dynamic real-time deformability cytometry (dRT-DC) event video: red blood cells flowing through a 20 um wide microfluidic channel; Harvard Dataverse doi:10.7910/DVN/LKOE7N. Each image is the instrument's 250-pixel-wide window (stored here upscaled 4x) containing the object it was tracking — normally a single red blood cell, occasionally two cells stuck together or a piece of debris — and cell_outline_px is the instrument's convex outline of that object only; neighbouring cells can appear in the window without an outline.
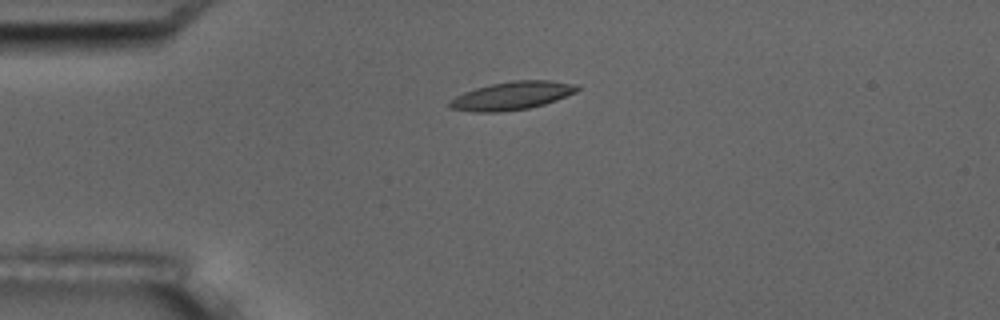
{"species": "common noctule bat (a hibernating species)", "species_latin": "Nyctalus noctula", "temperature_condition": "room temperature", "stored_images_in_passage": 3, "camera_frame_rate_fps": 3000, "um_per_image_px": 0.085, "animal": {"sex": "male", "body_mass_g": 17.5, "forearm_length_mm": 52.3}, "frame": {"image": 1, "passage_image": 1, "time_ms": 0.0, "image_size_px": [1000, 320], "cell_outline_px": [[580, 88], [576, 92], [556, 100], [544, 104], [528, 108], [500, 112], [472, 112], [448, 108], [448, 100], [464, 92], [476, 88], [492, 84], [512, 80], [552, 80], [576, 84]], "centroid_in_image_um": [43.49, 8.13], "position_along_channel_um": 41.5, "area_um2": 21.04}}